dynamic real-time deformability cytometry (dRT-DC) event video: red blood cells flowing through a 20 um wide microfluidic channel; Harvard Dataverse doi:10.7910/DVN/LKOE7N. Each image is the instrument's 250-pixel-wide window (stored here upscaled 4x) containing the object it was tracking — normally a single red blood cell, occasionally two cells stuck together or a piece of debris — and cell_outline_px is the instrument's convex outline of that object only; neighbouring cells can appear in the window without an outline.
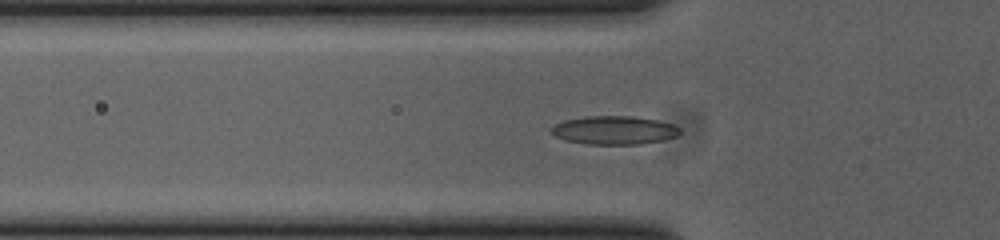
{"species": "common noctule bat (a hibernating species)", "species_latin": "Nyctalus noctula", "temperature_condition": "cold", "stored_images_in_passage": 37, "camera_frame_rate_fps": 3000, "um_per_image_px": 0.085, "animal": {"sex": "female", "body_mass_g": 23.0, "forearm_length_mm": 53.4}, "frame": {"image": 1, "passage_image": 5, "time_ms": 1.333, "image_size_px": [1000, 240], "cell_outline_px": [[680, 132], [676, 136], [664, 140], [640, 144], [588, 144], [568, 140], [556, 136], [552, 132], [552, 128], [556, 124], [564, 120], [588, 116], [632, 116], [656, 120], [672, 124], [680, 128]], "centroid_in_image_um": [52.24, 11.06], "position_along_channel_um": 73.6, "area_um2": 21.04}}
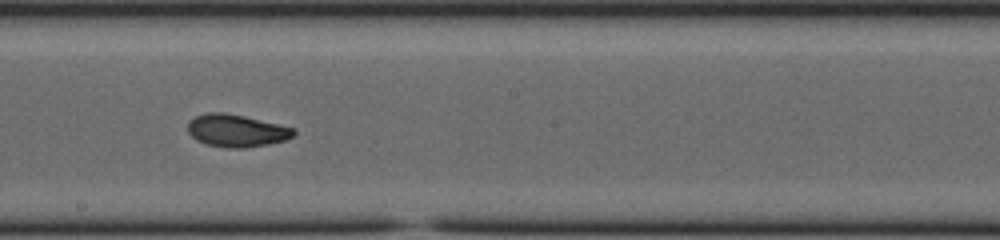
{"frame": {"image": 2, "passage_image": 17, "time_ms": 5.333, "image_size_px": [1000, 240], "cell_outline_px": [[296, 132], [292, 136], [284, 140], [268, 144], [244, 148], [228, 148], [204, 144], [196, 140], [188, 132], [188, 120], [196, 116], [208, 112], [224, 112], [244, 116], [296, 128]], "centroid_in_image_um": [20.08, 11.1], "position_along_channel_um": 228.1, "area_um2": 20.11}}
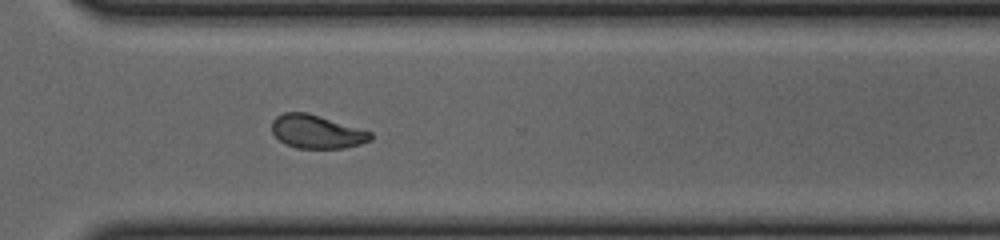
{"frame": {"image": 3, "passage_image": 26, "time_ms": 8.333, "image_size_px": [1000, 240], "cell_outline_px": [[372, 140], [360, 144], [344, 148], [296, 148], [284, 144], [272, 132], [272, 120], [276, 116], [284, 112], [308, 112], [372, 132]], "centroid_in_image_um": [26.91, 11.19], "position_along_channel_um": 343.7, "area_um2": 19.31}, "authors_computed_cell_mechanics": {"area_um2": 19.5942, "velocity_mm_per_s": 3.8485, "shape_relaxation_time_tau1_ms": 7.7271, "shape_relaxation_time_tau2_ms": 1.7661, "deformation_change_tau1": 0.1905, "deformation_change_tau2": 0.0634}}